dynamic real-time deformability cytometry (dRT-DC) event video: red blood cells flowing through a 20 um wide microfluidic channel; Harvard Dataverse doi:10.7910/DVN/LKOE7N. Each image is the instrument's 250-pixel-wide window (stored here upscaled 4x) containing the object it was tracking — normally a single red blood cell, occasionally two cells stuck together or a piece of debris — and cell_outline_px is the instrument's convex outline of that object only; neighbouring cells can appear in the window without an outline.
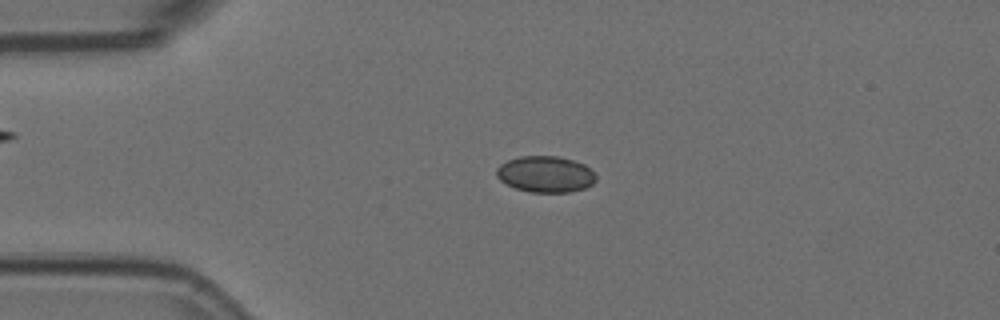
{"species": "Egyptian fruit bat (a non-hibernating species)", "species_latin": "Rousettus aegyptiacus", "temperature_condition": "room temperature", "stored_images_in_passage": 4, "camera_frame_rate_fps": 3000, "um_per_image_px": 0.085, "animal": {"sex": "female"}, "frame": {"image": 1, "passage_image": 2, "time_ms": 0.333, "image_size_px": [1000, 320], "cell_outline_px": [[596, 180], [592, 184], [584, 188], [568, 192], [528, 192], [516, 188], [500, 180], [496, 176], [496, 168], [500, 164], [508, 160], [520, 156], [560, 156], [584, 164], [596, 176]], "centroid_in_image_um": [46.34, 14.8], "position_along_channel_um": 38.7, "area_um2": 20.92}}
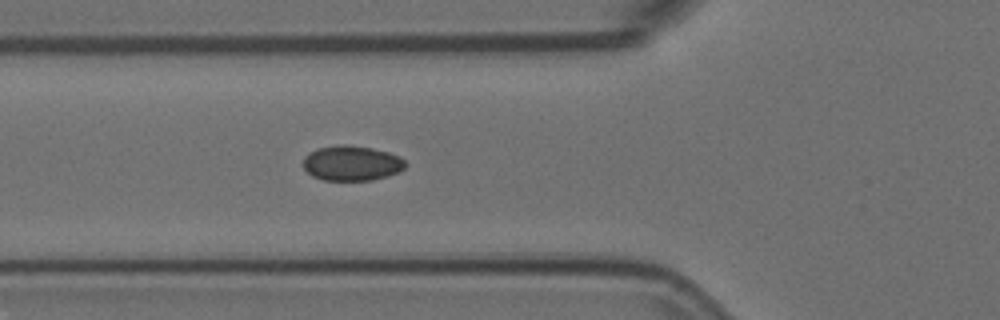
{"frame": {"image": 2, "passage_image": 4, "time_ms": 1.0, "image_size_px": [1000, 320], "cell_outline_px": [[408, 164], [400, 172], [388, 176], [372, 180], [324, 180], [312, 176], [304, 168], [304, 156], [308, 152], [316, 148], [336, 144], [344, 144], [372, 148], [388, 152], [400, 156]], "centroid_in_image_um": [29.9, 13.86], "position_along_channel_um": 95.9, "area_um2": 21.15}}